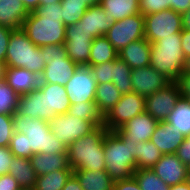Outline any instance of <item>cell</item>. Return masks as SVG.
I'll use <instances>...</instances> for the list:
<instances>
[{
	"label": "cell",
	"instance_id": "obj_1",
	"mask_svg": "<svg viewBox=\"0 0 190 190\" xmlns=\"http://www.w3.org/2000/svg\"><path fill=\"white\" fill-rule=\"evenodd\" d=\"M22 29L38 47L64 44L66 26L62 22L61 4H47L37 7L23 21Z\"/></svg>",
	"mask_w": 190,
	"mask_h": 190
},
{
	"label": "cell",
	"instance_id": "obj_2",
	"mask_svg": "<svg viewBox=\"0 0 190 190\" xmlns=\"http://www.w3.org/2000/svg\"><path fill=\"white\" fill-rule=\"evenodd\" d=\"M136 149L137 142L131 141L119 129L106 132L104 138L105 171L114 182L134 176Z\"/></svg>",
	"mask_w": 190,
	"mask_h": 190
},
{
	"label": "cell",
	"instance_id": "obj_3",
	"mask_svg": "<svg viewBox=\"0 0 190 190\" xmlns=\"http://www.w3.org/2000/svg\"><path fill=\"white\" fill-rule=\"evenodd\" d=\"M108 129L97 126L67 147L69 165L73 170L105 171L104 138Z\"/></svg>",
	"mask_w": 190,
	"mask_h": 190
},
{
	"label": "cell",
	"instance_id": "obj_4",
	"mask_svg": "<svg viewBox=\"0 0 190 190\" xmlns=\"http://www.w3.org/2000/svg\"><path fill=\"white\" fill-rule=\"evenodd\" d=\"M13 125L14 132L25 134L28 150H32L33 154L67 153V147L50 131L49 122L39 118L33 119L16 111L13 115Z\"/></svg>",
	"mask_w": 190,
	"mask_h": 190
},
{
	"label": "cell",
	"instance_id": "obj_5",
	"mask_svg": "<svg viewBox=\"0 0 190 190\" xmlns=\"http://www.w3.org/2000/svg\"><path fill=\"white\" fill-rule=\"evenodd\" d=\"M184 64L181 32L151 43L150 66L170 82H176L183 73Z\"/></svg>",
	"mask_w": 190,
	"mask_h": 190
},
{
	"label": "cell",
	"instance_id": "obj_6",
	"mask_svg": "<svg viewBox=\"0 0 190 190\" xmlns=\"http://www.w3.org/2000/svg\"><path fill=\"white\" fill-rule=\"evenodd\" d=\"M5 63L7 68H25L38 76H41L46 65L42 49L33 44L22 28L12 30Z\"/></svg>",
	"mask_w": 190,
	"mask_h": 190
},
{
	"label": "cell",
	"instance_id": "obj_7",
	"mask_svg": "<svg viewBox=\"0 0 190 190\" xmlns=\"http://www.w3.org/2000/svg\"><path fill=\"white\" fill-rule=\"evenodd\" d=\"M40 48L46 64L40 76V83L65 86L72 78L78 64L67 56L64 44L44 45Z\"/></svg>",
	"mask_w": 190,
	"mask_h": 190
},
{
	"label": "cell",
	"instance_id": "obj_8",
	"mask_svg": "<svg viewBox=\"0 0 190 190\" xmlns=\"http://www.w3.org/2000/svg\"><path fill=\"white\" fill-rule=\"evenodd\" d=\"M105 37L117 52L130 43L145 38L144 15L135 14L115 21L106 32Z\"/></svg>",
	"mask_w": 190,
	"mask_h": 190
},
{
	"label": "cell",
	"instance_id": "obj_9",
	"mask_svg": "<svg viewBox=\"0 0 190 190\" xmlns=\"http://www.w3.org/2000/svg\"><path fill=\"white\" fill-rule=\"evenodd\" d=\"M145 97L136 92L123 94L119 102L103 117L108 131L120 129L129 120L145 112Z\"/></svg>",
	"mask_w": 190,
	"mask_h": 190
},
{
	"label": "cell",
	"instance_id": "obj_10",
	"mask_svg": "<svg viewBox=\"0 0 190 190\" xmlns=\"http://www.w3.org/2000/svg\"><path fill=\"white\" fill-rule=\"evenodd\" d=\"M50 131L66 147L93 131L97 125L90 120L72 117L69 113L57 115L49 121Z\"/></svg>",
	"mask_w": 190,
	"mask_h": 190
},
{
	"label": "cell",
	"instance_id": "obj_11",
	"mask_svg": "<svg viewBox=\"0 0 190 190\" xmlns=\"http://www.w3.org/2000/svg\"><path fill=\"white\" fill-rule=\"evenodd\" d=\"M144 23L145 38L150 43H155L183 30L181 14L171 9L145 15Z\"/></svg>",
	"mask_w": 190,
	"mask_h": 190
},
{
	"label": "cell",
	"instance_id": "obj_12",
	"mask_svg": "<svg viewBox=\"0 0 190 190\" xmlns=\"http://www.w3.org/2000/svg\"><path fill=\"white\" fill-rule=\"evenodd\" d=\"M97 82L88 65H78L65 85L70 104L94 102Z\"/></svg>",
	"mask_w": 190,
	"mask_h": 190
},
{
	"label": "cell",
	"instance_id": "obj_13",
	"mask_svg": "<svg viewBox=\"0 0 190 190\" xmlns=\"http://www.w3.org/2000/svg\"><path fill=\"white\" fill-rule=\"evenodd\" d=\"M181 98L182 96L177 83L170 82L164 88L145 98V111L159 122L166 121Z\"/></svg>",
	"mask_w": 190,
	"mask_h": 190
},
{
	"label": "cell",
	"instance_id": "obj_14",
	"mask_svg": "<svg viewBox=\"0 0 190 190\" xmlns=\"http://www.w3.org/2000/svg\"><path fill=\"white\" fill-rule=\"evenodd\" d=\"M131 80L132 92H136L145 98L170 83L166 77L150 65L133 69Z\"/></svg>",
	"mask_w": 190,
	"mask_h": 190
},
{
	"label": "cell",
	"instance_id": "obj_15",
	"mask_svg": "<svg viewBox=\"0 0 190 190\" xmlns=\"http://www.w3.org/2000/svg\"><path fill=\"white\" fill-rule=\"evenodd\" d=\"M152 170L168 186L185 182L188 179V166L183 164L175 154H163Z\"/></svg>",
	"mask_w": 190,
	"mask_h": 190
},
{
	"label": "cell",
	"instance_id": "obj_16",
	"mask_svg": "<svg viewBox=\"0 0 190 190\" xmlns=\"http://www.w3.org/2000/svg\"><path fill=\"white\" fill-rule=\"evenodd\" d=\"M158 123V120L145 111L129 120L119 130L131 141L139 143L151 139Z\"/></svg>",
	"mask_w": 190,
	"mask_h": 190
},
{
	"label": "cell",
	"instance_id": "obj_17",
	"mask_svg": "<svg viewBox=\"0 0 190 190\" xmlns=\"http://www.w3.org/2000/svg\"><path fill=\"white\" fill-rule=\"evenodd\" d=\"M185 137L181 131L177 130L170 123L160 121L150 141L159 149L163 154H175L178 147L182 144Z\"/></svg>",
	"mask_w": 190,
	"mask_h": 190
},
{
	"label": "cell",
	"instance_id": "obj_18",
	"mask_svg": "<svg viewBox=\"0 0 190 190\" xmlns=\"http://www.w3.org/2000/svg\"><path fill=\"white\" fill-rule=\"evenodd\" d=\"M38 87L44 92V95H46L48 122L57 115L68 112L71 104L65 86L40 83Z\"/></svg>",
	"mask_w": 190,
	"mask_h": 190
},
{
	"label": "cell",
	"instance_id": "obj_19",
	"mask_svg": "<svg viewBox=\"0 0 190 190\" xmlns=\"http://www.w3.org/2000/svg\"><path fill=\"white\" fill-rule=\"evenodd\" d=\"M17 111L21 115H28L33 119L39 118L48 122L46 95L39 87L20 95Z\"/></svg>",
	"mask_w": 190,
	"mask_h": 190
},
{
	"label": "cell",
	"instance_id": "obj_20",
	"mask_svg": "<svg viewBox=\"0 0 190 190\" xmlns=\"http://www.w3.org/2000/svg\"><path fill=\"white\" fill-rule=\"evenodd\" d=\"M79 21L95 38L104 36L115 22L114 18L106 14L100 4L90 6Z\"/></svg>",
	"mask_w": 190,
	"mask_h": 190
},
{
	"label": "cell",
	"instance_id": "obj_21",
	"mask_svg": "<svg viewBox=\"0 0 190 190\" xmlns=\"http://www.w3.org/2000/svg\"><path fill=\"white\" fill-rule=\"evenodd\" d=\"M118 57L132 70L148 66L151 59V43L146 38L132 42L118 52Z\"/></svg>",
	"mask_w": 190,
	"mask_h": 190
},
{
	"label": "cell",
	"instance_id": "obj_22",
	"mask_svg": "<svg viewBox=\"0 0 190 190\" xmlns=\"http://www.w3.org/2000/svg\"><path fill=\"white\" fill-rule=\"evenodd\" d=\"M5 80L19 95L31 92L40 84V76L25 68H6Z\"/></svg>",
	"mask_w": 190,
	"mask_h": 190
},
{
	"label": "cell",
	"instance_id": "obj_23",
	"mask_svg": "<svg viewBox=\"0 0 190 190\" xmlns=\"http://www.w3.org/2000/svg\"><path fill=\"white\" fill-rule=\"evenodd\" d=\"M35 173L40 176L56 170H73L67 153H37L30 158Z\"/></svg>",
	"mask_w": 190,
	"mask_h": 190
},
{
	"label": "cell",
	"instance_id": "obj_24",
	"mask_svg": "<svg viewBox=\"0 0 190 190\" xmlns=\"http://www.w3.org/2000/svg\"><path fill=\"white\" fill-rule=\"evenodd\" d=\"M29 12L20 0H0V25L12 30L22 28Z\"/></svg>",
	"mask_w": 190,
	"mask_h": 190
},
{
	"label": "cell",
	"instance_id": "obj_25",
	"mask_svg": "<svg viewBox=\"0 0 190 190\" xmlns=\"http://www.w3.org/2000/svg\"><path fill=\"white\" fill-rule=\"evenodd\" d=\"M8 174L18 182L22 190H33L38 176L31 165L30 158L15 156Z\"/></svg>",
	"mask_w": 190,
	"mask_h": 190
},
{
	"label": "cell",
	"instance_id": "obj_26",
	"mask_svg": "<svg viewBox=\"0 0 190 190\" xmlns=\"http://www.w3.org/2000/svg\"><path fill=\"white\" fill-rule=\"evenodd\" d=\"M83 190H113L114 181L106 171L73 170Z\"/></svg>",
	"mask_w": 190,
	"mask_h": 190
},
{
	"label": "cell",
	"instance_id": "obj_27",
	"mask_svg": "<svg viewBox=\"0 0 190 190\" xmlns=\"http://www.w3.org/2000/svg\"><path fill=\"white\" fill-rule=\"evenodd\" d=\"M122 95L112 82L97 84L94 102L103 117L119 102Z\"/></svg>",
	"mask_w": 190,
	"mask_h": 190
},
{
	"label": "cell",
	"instance_id": "obj_28",
	"mask_svg": "<svg viewBox=\"0 0 190 190\" xmlns=\"http://www.w3.org/2000/svg\"><path fill=\"white\" fill-rule=\"evenodd\" d=\"M100 5L115 21L140 14L139 0H102Z\"/></svg>",
	"mask_w": 190,
	"mask_h": 190
},
{
	"label": "cell",
	"instance_id": "obj_29",
	"mask_svg": "<svg viewBox=\"0 0 190 190\" xmlns=\"http://www.w3.org/2000/svg\"><path fill=\"white\" fill-rule=\"evenodd\" d=\"M118 57L117 50L104 36L96 37L91 44L88 66L114 61Z\"/></svg>",
	"mask_w": 190,
	"mask_h": 190
},
{
	"label": "cell",
	"instance_id": "obj_30",
	"mask_svg": "<svg viewBox=\"0 0 190 190\" xmlns=\"http://www.w3.org/2000/svg\"><path fill=\"white\" fill-rule=\"evenodd\" d=\"M166 122L181 131L184 137L190 135V100L181 98L169 114Z\"/></svg>",
	"mask_w": 190,
	"mask_h": 190
},
{
	"label": "cell",
	"instance_id": "obj_31",
	"mask_svg": "<svg viewBox=\"0 0 190 190\" xmlns=\"http://www.w3.org/2000/svg\"><path fill=\"white\" fill-rule=\"evenodd\" d=\"M162 156L163 153L150 140L137 143L136 170L152 169Z\"/></svg>",
	"mask_w": 190,
	"mask_h": 190
},
{
	"label": "cell",
	"instance_id": "obj_32",
	"mask_svg": "<svg viewBox=\"0 0 190 190\" xmlns=\"http://www.w3.org/2000/svg\"><path fill=\"white\" fill-rule=\"evenodd\" d=\"M73 170H56L37 176L33 190H62Z\"/></svg>",
	"mask_w": 190,
	"mask_h": 190
},
{
	"label": "cell",
	"instance_id": "obj_33",
	"mask_svg": "<svg viewBox=\"0 0 190 190\" xmlns=\"http://www.w3.org/2000/svg\"><path fill=\"white\" fill-rule=\"evenodd\" d=\"M92 41L93 40H65L64 47L67 56L78 65H87Z\"/></svg>",
	"mask_w": 190,
	"mask_h": 190
},
{
	"label": "cell",
	"instance_id": "obj_34",
	"mask_svg": "<svg viewBox=\"0 0 190 190\" xmlns=\"http://www.w3.org/2000/svg\"><path fill=\"white\" fill-rule=\"evenodd\" d=\"M132 69L119 57L114 60L112 83L122 93L132 92Z\"/></svg>",
	"mask_w": 190,
	"mask_h": 190
},
{
	"label": "cell",
	"instance_id": "obj_35",
	"mask_svg": "<svg viewBox=\"0 0 190 190\" xmlns=\"http://www.w3.org/2000/svg\"><path fill=\"white\" fill-rule=\"evenodd\" d=\"M60 4L62 22L65 26L77 23L89 8L85 0H61Z\"/></svg>",
	"mask_w": 190,
	"mask_h": 190
},
{
	"label": "cell",
	"instance_id": "obj_36",
	"mask_svg": "<svg viewBox=\"0 0 190 190\" xmlns=\"http://www.w3.org/2000/svg\"><path fill=\"white\" fill-rule=\"evenodd\" d=\"M72 117L93 121L97 126L103 125V116L99 112L95 102H79L71 104L68 112Z\"/></svg>",
	"mask_w": 190,
	"mask_h": 190
},
{
	"label": "cell",
	"instance_id": "obj_37",
	"mask_svg": "<svg viewBox=\"0 0 190 190\" xmlns=\"http://www.w3.org/2000/svg\"><path fill=\"white\" fill-rule=\"evenodd\" d=\"M20 95L15 92L6 80L0 82V114L14 115L18 110Z\"/></svg>",
	"mask_w": 190,
	"mask_h": 190
},
{
	"label": "cell",
	"instance_id": "obj_38",
	"mask_svg": "<svg viewBox=\"0 0 190 190\" xmlns=\"http://www.w3.org/2000/svg\"><path fill=\"white\" fill-rule=\"evenodd\" d=\"M134 177L141 190H170L152 169H138L134 171Z\"/></svg>",
	"mask_w": 190,
	"mask_h": 190
},
{
	"label": "cell",
	"instance_id": "obj_39",
	"mask_svg": "<svg viewBox=\"0 0 190 190\" xmlns=\"http://www.w3.org/2000/svg\"><path fill=\"white\" fill-rule=\"evenodd\" d=\"M9 149L15 157L31 158L34 154L28 150L27 137L25 134L14 132Z\"/></svg>",
	"mask_w": 190,
	"mask_h": 190
},
{
	"label": "cell",
	"instance_id": "obj_40",
	"mask_svg": "<svg viewBox=\"0 0 190 190\" xmlns=\"http://www.w3.org/2000/svg\"><path fill=\"white\" fill-rule=\"evenodd\" d=\"M97 84L112 82L114 61L89 66Z\"/></svg>",
	"mask_w": 190,
	"mask_h": 190
},
{
	"label": "cell",
	"instance_id": "obj_41",
	"mask_svg": "<svg viewBox=\"0 0 190 190\" xmlns=\"http://www.w3.org/2000/svg\"><path fill=\"white\" fill-rule=\"evenodd\" d=\"M13 134V115L0 114V146L9 147Z\"/></svg>",
	"mask_w": 190,
	"mask_h": 190
},
{
	"label": "cell",
	"instance_id": "obj_42",
	"mask_svg": "<svg viewBox=\"0 0 190 190\" xmlns=\"http://www.w3.org/2000/svg\"><path fill=\"white\" fill-rule=\"evenodd\" d=\"M95 37L86 31L80 21L66 26L65 40H93Z\"/></svg>",
	"mask_w": 190,
	"mask_h": 190
},
{
	"label": "cell",
	"instance_id": "obj_43",
	"mask_svg": "<svg viewBox=\"0 0 190 190\" xmlns=\"http://www.w3.org/2000/svg\"><path fill=\"white\" fill-rule=\"evenodd\" d=\"M167 9V0H139V11L144 16Z\"/></svg>",
	"mask_w": 190,
	"mask_h": 190
},
{
	"label": "cell",
	"instance_id": "obj_44",
	"mask_svg": "<svg viewBox=\"0 0 190 190\" xmlns=\"http://www.w3.org/2000/svg\"><path fill=\"white\" fill-rule=\"evenodd\" d=\"M13 157L9 147L0 146V176L8 174L9 167L13 163Z\"/></svg>",
	"mask_w": 190,
	"mask_h": 190
},
{
	"label": "cell",
	"instance_id": "obj_45",
	"mask_svg": "<svg viewBox=\"0 0 190 190\" xmlns=\"http://www.w3.org/2000/svg\"><path fill=\"white\" fill-rule=\"evenodd\" d=\"M12 29L0 25V62H5Z\"/></svg>",
	"mask_w": 190,
	"mask_h": 190
},
{
	"label": "cell",
	"instance_id": "obj_46",
	"mask_svg": "<svg viewBox=\"0 0 190 190\" xmlns=\"http://www.w3.org/2000/svg\"><path fill=\"white\" fill-rule=\"evenodd\" d=\"M175 155L183 164L190 165V141L186 137L176 150Z\"/></svg>",
	"mask_w": 190,
	"mask_h": 190
},
{
	"label": "cell",
	"instance_id": "obj_47",
	"mask_svg": "<svg viewBox=\"0 0 190 190\" xmlns=\"http://www.w3.org/2000/svg\"><path fill=\"white\" fill-rule=\"evenodd\" d=\"M176 83L182 98L190 100V74L182 73L176 80Z\"/></svg>",
	"mask_w": 190,
	"mask_h": 190
},
{
	"label": "cell",
	"instance_id": "obj_48",
	"mask_svg": "<svg viewBox=\"0 0 190 190\" xmlns=\"http://www.w3.org/2000/svg\"><path fill=\"white\" fill-rule=\"evenodd\" d=\"M113 190H141L139 183L135 177L123 179L114 182Z\"/></svg>",
	"mask_w": 190,
	"mask_h": 190
},
{
	"label": "cell",
	"instance_id": "obj_49",
	"mask_svg": "<svg viewBox=\"0 0 190 190\" xmlns=\"http://www.w3.org/2000/svg\"><path fill=\"white\" fill-rule=\"evenodd\" d=\"M0 190H22L18 182L10 175L0 176Z\"/></svg>",
	"mask_w": 190,
	"mask_h": 190
},
{
	"label": "cell",
	"instance_id": "obj_50",
	"mask_svg": "<svg viewBox=\"0 0 190 190\" xmlns=\"http://www.w3.org/2000/svg\"><path fill=\"white\" fill-rule=\"evenodd\" d=\"M167 8L182 14L190 9V0H167Z\"/></svg>",
	"mask_w": 190,
	"mask_h": 190
},
{
	"label": "cell",
	"instance_id": "obj_51",
	"mask_svg": "<svg viewBox=\"0 0 190 190\" xmlns=\"http://www.w3.org/2000/svg\"><path fill=\"white\" fill-rule=\"evenodd\" d=\"M182 49L185 58L190 56V30L181 31Z\"/></svg>",
	"mask_w": 190,
	"mask_h": 190
},
{
	"label": "cell",
	"instance_id": "obj_52",
	"mask_svg": "<svg viewBox=\"0 0 190 190\" xmlns=\"http://www.w3.org/2000/svg\"><path fill=\"white\" fill-rule=\"evenodd\" d=\"M62 190H83L79 180L74 174L70 176Z\"/></svg>",
	"mask_w": 190,
	"mask_h": 190
},
{
	"label": "cell",
	"instance_id": "obj_53",
	"mask_svg": "<svg viewBox=\"0 0 190 190\" xmlns=\"http://www.w3.org/2000/svg\"><path fill=\"white\" fill-rule=\"evenodd\" d=\"M26 10L30 13L40 6V0H20Z\"/></svg>",
	"mask_w": 190,
	"mask_h": 190
},
{
	"label": "cell",
	"instance_id": "obj_54",
	"mask_svg": "<svg viewBox=\"0 0 190 190\" xmlns=\"http://www.w3.org/2000/svg\"><path fill=\"white\" fill-rule=\"evenodd\" d=\"M183 30H190V9L181 14Z\"/></svg>",
	"mask_w": 190,
	"mask_h": 190
},
{
	"label": "cell",
	"instance_id": "obj_55",
	"mask_svg": "<svg viewBox=\"0 0 190 190\" xmlns=\"http://www.w3.org/2000/svg\"><path fill=\"white\" fill-rule=\"evenodd\" d=\"M170 190H190V184L188 181L170 186Z\"/></svg>",
	"mask_w": 190,
	"mask_h": 190
},
{
	"label": "cell",
	"instance_id": "obj_56",
	"mask_svg": "<svg viewBox=\"0 0 190 190\" xmlns=\"http://www.w3.org/2000/svg\"><path fill=\"white\" fill-rule=\"evenodd\" d=\"M6 68V63L0 62V82L5 80Z\"/></svg>",
	"mask_w": 190,
	"mask_h": 190
},
{
	"label": "cell",
	"instance_id": "obj_57",
	"mask_svg": "<svg viewBox=\"0 0 190 190\" xmlns=\"http://www.w3.org/2000/svg\"><path fill=\"white\" fill-rule=\"evenodd\" d=\"M183 73L190 74V56L185 58V64L183 67Z\"/></svg>",
	"mask_w": 190,
	"mask_h": 190
},
{
	"label": "cell",
	"instance_id": "obj_58",
	"mask_svg": "<svg viewBox=\"0 0 190 190\" xmlns=\"http://www.w3.org/2000/svg\"><path fill=\"white\" fill-rule=\"evenodd\" d=\"M61 0H40V6H45L47 4H55V3H60Z\"/></svg>",
	"mask_w": 190,
	"mask_h": 190
},
{
	"label": "cell",
	"instance_id": "obj_59",
	"mask_svg": "<svg viewBox=\"0 0 190 190\" xmlns=\"http://www.w3.org/2000/svg\"><path fill=\"white\" fill-rule=\"evenodd\" d=\"M102 0H85V3L90 7L101 4Z\"/></svg>",
	"mask_w": 190,
	"mask_h": 190
},
{
	"label": "cell",
	"instance_id": "obj_60",
	"mask_svg": "<svg viewBox=\"0 0 190 190\" xmlns=\"http://www.w3.org/2000/svg\"><path fill=\"white\" fill-rule=\"evenodd\" d=\"M188 177H190V165L188 166Z\"/></svg>",
	"mask_w": 190,
	"mask_h": 190
}]
</instances>
